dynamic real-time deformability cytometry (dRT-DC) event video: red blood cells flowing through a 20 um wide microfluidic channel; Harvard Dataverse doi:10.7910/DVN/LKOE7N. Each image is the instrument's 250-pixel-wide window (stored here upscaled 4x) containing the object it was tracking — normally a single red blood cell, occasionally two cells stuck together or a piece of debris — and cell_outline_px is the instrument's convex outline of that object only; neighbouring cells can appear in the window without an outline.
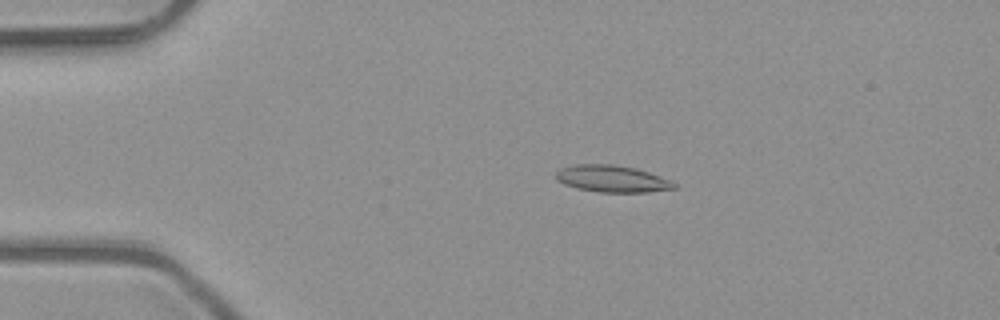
{"species": "common noctule bat (a hibernating species)", "species_latin": "Nyctalus noctula", "temperature_condition": "room temperature", "stored_images_in_passage": 5, "segment_of_instrument_passage": [1, 2], "camera_frame_rate_fps": 3000, "um_per_image_px": 0.085, "animal": {"sex": "male", "body_mass_g": 23.1, "forearm_length_mm": 52.7}, "frame": {"image": 1, "passage_image": 3, "time_ms": 0.667, "image_size_px": [1000, 320], "cell_outline_px": [[676, 188], [648, 192], [600, 192], [576, 188], [564, 184], [556, 180], [556, 172], [560, 168], [576, 164], [612, 164], [636, 168], [648, 172], [668, 180], [676, 184]], "centroid_in_image_um": [51.98, 15.19], "position_along_channel_um": 33.0, "area_um2": 18.38}}